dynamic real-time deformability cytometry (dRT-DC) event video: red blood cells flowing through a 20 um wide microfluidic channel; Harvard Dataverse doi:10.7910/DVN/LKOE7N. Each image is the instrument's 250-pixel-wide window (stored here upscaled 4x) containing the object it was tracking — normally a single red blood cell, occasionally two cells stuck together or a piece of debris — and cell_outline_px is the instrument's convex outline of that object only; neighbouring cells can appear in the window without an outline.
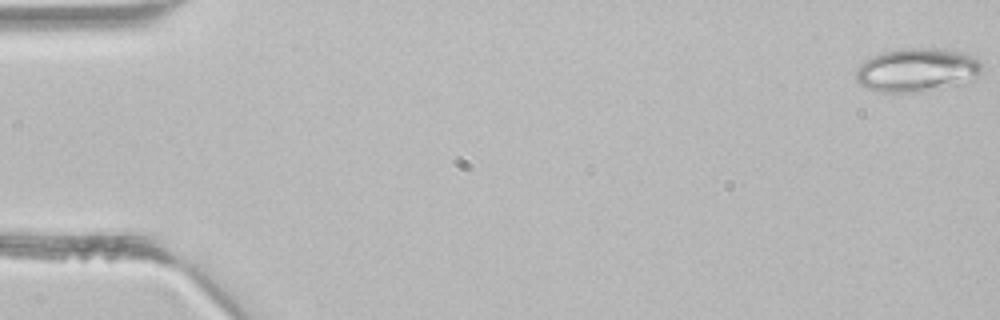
{"species": "common noctule bat (a hibernating species)", "species_latin": "Nyctalus noctula", "temperature_condition": "room temperature", "stored_images_in_passage": 4, "camera_frame_rate_fps": 3000, "um_per_image_px": 0.085, "animal": {"sex": "male", "body_mass_g": 21.5, "forearm_length_mm": 52.0}, "frame": {"image": 1, "passage_image": 1, "time_ms": 0.0, "image_size_px": [1000, 320], "cell_outline_px": [[984, 64], [980, 72], [976, 76], [920, 92], [880, 92], [868, 88], [860, 84], [856, 80], [856, 68], [860, 64], [884, 52], [904, 48], [944, 48], [964, 52], [980, 60]], "centroid_in_image_um": [77.91, 5.91], "position_along_channel_um": 7.1, "area_um2": 31.27}}